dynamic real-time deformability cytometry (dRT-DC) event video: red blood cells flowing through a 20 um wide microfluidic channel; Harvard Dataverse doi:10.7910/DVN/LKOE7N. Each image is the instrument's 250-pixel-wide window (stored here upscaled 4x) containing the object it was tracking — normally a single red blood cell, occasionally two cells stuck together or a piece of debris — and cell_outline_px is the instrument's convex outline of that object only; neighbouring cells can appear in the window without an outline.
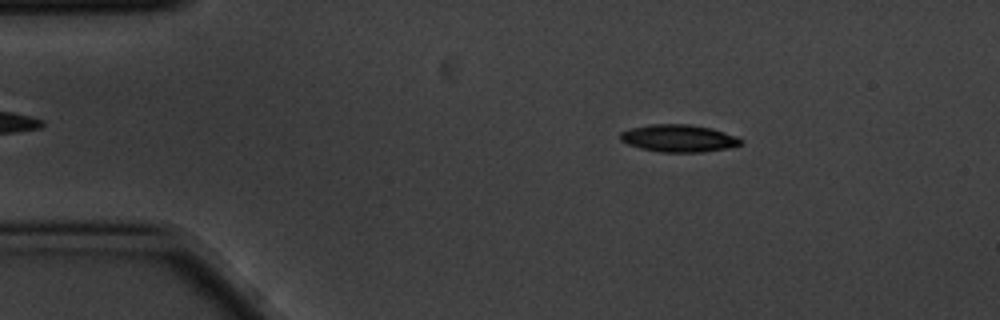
{"species": "common noctule bat (a hibernating species)", "species_latin": "Nyctalus noctula", "temperature_condition": "cold", "stored_images_in_passage": 3, "camera_frame_rate_fps": 3000, "um_per_image_px": 0.085, "animal": {"sex": "male", "body_mass_g": 20.1, "forearm_length_mm": 53.5}, "frame": {"image": 1, "passage_image": 2, "time_ms": 0.333, "image_size_px": [1000, 320], "cell_outline_px": [[744, 144], [728, 148], [704, 152], [660, 152], [640, 148], [628, 144], [620, 140], [620, 132], [632, 128], [652, 124], [688, 124], [712, 128], [736, 136], [744, 140]], "centroid_in_image_um": [57.72, 11.76], "position_along_channel_um": 27.3, "area_um2": 19.31}}